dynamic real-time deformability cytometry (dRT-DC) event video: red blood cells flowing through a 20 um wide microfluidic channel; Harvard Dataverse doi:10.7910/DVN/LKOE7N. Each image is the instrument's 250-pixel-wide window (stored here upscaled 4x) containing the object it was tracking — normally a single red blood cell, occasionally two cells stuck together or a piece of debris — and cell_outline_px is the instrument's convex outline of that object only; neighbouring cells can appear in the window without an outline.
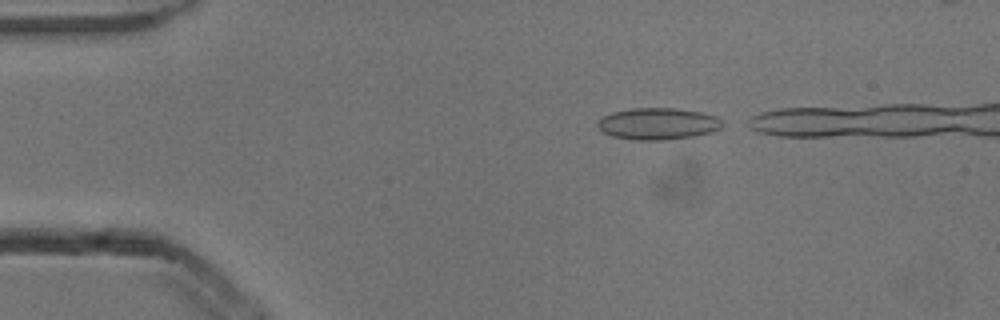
{"species": "common noctule bat (a hibernating species)", "species_latin": "Nyctalus noctula", "temperature_condition": "cold", "stored_images_in_passage": 5, "camera_frame_rate_fps": 3000, "um_per_image_px": 0.085, "animal": {"sex": "male", "body_mass_g": 13.3}, "frame": {"image": 1, "passage_image": 1, "time_ms": 0.0, "image_size_px": [1000, 320], "cell_outline_px": [[724, 124], [720, 128], [712, 132], [692, 136], [668, 140], [632, 140], [612, 136], [604, 132], [596, 124], [604, 116], [612, 112], [632, 108], [676, 108], [704, 112], [716, 116]], "centroid_in_image_um": [55.95, 10.52], "position_along_channel_um": 29.1, "area_um2": 23.12}}